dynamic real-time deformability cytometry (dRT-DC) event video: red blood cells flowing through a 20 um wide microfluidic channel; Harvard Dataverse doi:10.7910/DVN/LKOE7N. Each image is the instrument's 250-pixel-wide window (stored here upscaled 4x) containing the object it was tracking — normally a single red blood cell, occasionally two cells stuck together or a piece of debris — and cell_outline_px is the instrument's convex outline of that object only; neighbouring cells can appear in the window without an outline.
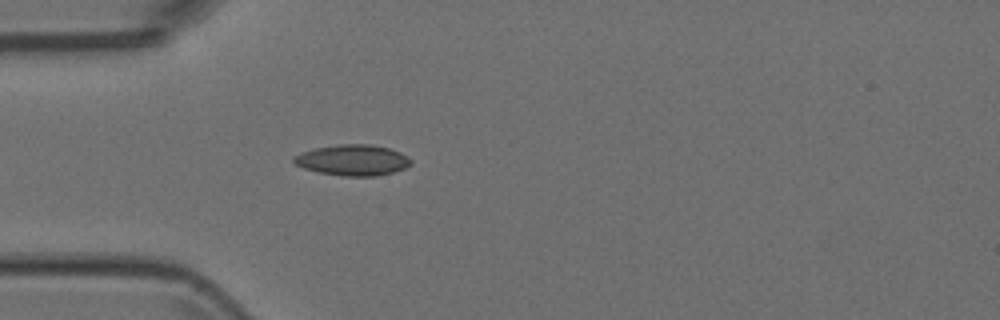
{"species": "Egyptian fruit bat (a non-hibernating species)", "species_latin": "Rousettus aegyptiacus", "temperature_condition": "room temperature", "stored_images_in_passage": 2, "camera_frame_rate_fps": 3000, "um_per_image_px": 0.085, "animal": {"sex": "female"}, "frame": {"image": 1, "passage_image": 2, "time_ms": 0.333, "image_size_px": [1000, 320], "cell_outline_px": [[412, 164], [404, 168], [392, 172], [376, 176], [344, 176], [316, 172], [304, 168], [296, 164], [292, 160], [300, 152], [316, 148], [340, 144], [372, 144], [388, 148], [400, 152], [412, 160]], "centroid_in_image_um": [29.98, 13.61], "position_along_channel_um": 55.0, "area_um2": 20.98}}